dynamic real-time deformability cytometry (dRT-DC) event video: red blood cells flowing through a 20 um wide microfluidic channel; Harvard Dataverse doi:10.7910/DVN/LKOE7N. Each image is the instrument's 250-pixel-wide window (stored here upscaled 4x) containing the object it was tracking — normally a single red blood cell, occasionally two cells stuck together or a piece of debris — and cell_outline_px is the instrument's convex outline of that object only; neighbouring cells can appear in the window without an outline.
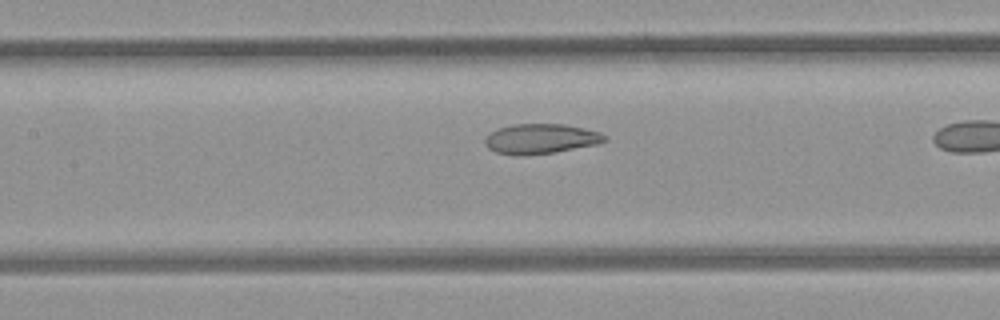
{"species": "common noctule bat (a hibernating species)", "species_latin": "Nyctalus noctula", "temperature_condition": "room temperature", "stored_images_in_passage": 17, "camera_frame_rate_fps": 3000, "um_per_image_px": 0.085, "animal": {"sex": "female", "body_mass_g": 21.9}, "frame": {"image": 1, "passage_image": 10, "time_ms": 3.0, "image_size_px": [1000, 320], "cell_outline_px": [[608, 140], [596, 144], [556, 152], [524, 156], [516, 156], [496, 152], [488, 148], [484, 144], [484, 136], [488, 132], [512, 124], [564, 124], [584, 128], [600, 132], [608, 136]], "centroid_in_image_um": [45.93, 11.8], "position_along_channel_um": 161.5, "area_um2": 21.21}}